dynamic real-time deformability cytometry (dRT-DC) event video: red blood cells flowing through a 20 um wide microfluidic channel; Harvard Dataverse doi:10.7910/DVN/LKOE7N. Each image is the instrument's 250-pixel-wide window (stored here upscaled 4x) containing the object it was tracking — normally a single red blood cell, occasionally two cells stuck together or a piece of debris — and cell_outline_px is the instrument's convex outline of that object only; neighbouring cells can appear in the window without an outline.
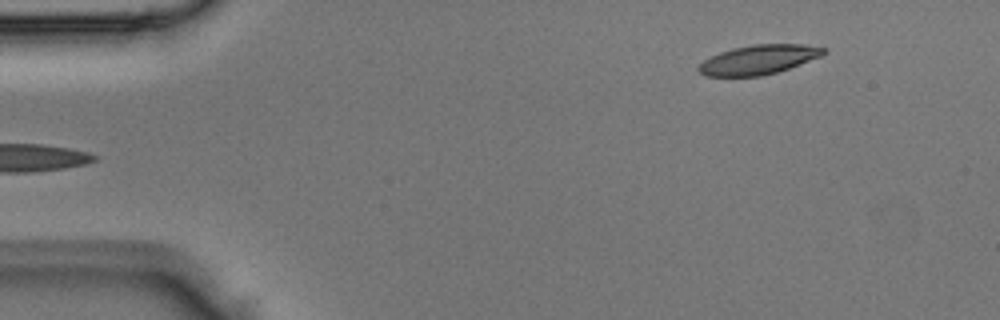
{"species": "Egyptian fruit bat (a non-hibernating species)", "species_latin": "Rousettus aegyptiacus", "temperature_condition": "room temperature", "stored_images_in_passage": 3, "segment_of_instrument_passage": [2, 2], "camera_frame_rate_fps": 3000, "um_per_image_px": 0.085, "animal": {"sex": "male"}, "frame": {"image": 1, "passage_image": 3, "time_ms": 0.667, "image_size_px": [1000, 320], "cell_outline_px": [[828, 52], [820, 56], [800, 64], [776, 72], [760, 76], [704, 76], [696, 68], [704, 60], [720, 52], [732, 48], [752, 44], [804, 44], [828, 48]], "centroid_in_image_um": [64.49, 5.06], "position_along_channel_um": 20.5, "area_um2": 21.39}}